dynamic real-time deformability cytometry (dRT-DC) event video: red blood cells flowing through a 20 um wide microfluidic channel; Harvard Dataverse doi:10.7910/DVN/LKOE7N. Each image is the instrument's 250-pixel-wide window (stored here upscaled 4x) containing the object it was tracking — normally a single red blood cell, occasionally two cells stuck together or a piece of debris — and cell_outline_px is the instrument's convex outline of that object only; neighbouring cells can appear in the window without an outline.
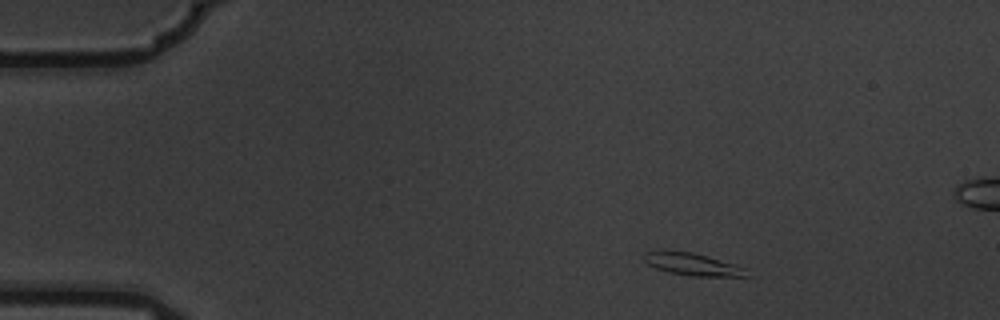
{"species": "common noctule bat (a hibernating species)", "species_latin": "Nyctalus noctula", "temperature_condition": "warm", "stored_images_in_passage": 4, "camera_frame_rate_fps": 3000, "um_per_image_px": 0.085, "animal": {"sex": "male", "body_mass_g": 19.5, "forearm_length_mm": 54.6}, "frame": {"image": 1, "passage_image": 1, "time_ms": 0.0, "image_size_px": [1000, 320], "cell_outline_px": [[748, 276], [692, 276], [668, 272], [656, 268], [648, 264], [644, 260], [644, 252], [692, 252], [748, 268]], "centroid_in_image_um": [58.92, 22.49], "position_along_channel_um": 26.1, "area_um2": 12.95}}